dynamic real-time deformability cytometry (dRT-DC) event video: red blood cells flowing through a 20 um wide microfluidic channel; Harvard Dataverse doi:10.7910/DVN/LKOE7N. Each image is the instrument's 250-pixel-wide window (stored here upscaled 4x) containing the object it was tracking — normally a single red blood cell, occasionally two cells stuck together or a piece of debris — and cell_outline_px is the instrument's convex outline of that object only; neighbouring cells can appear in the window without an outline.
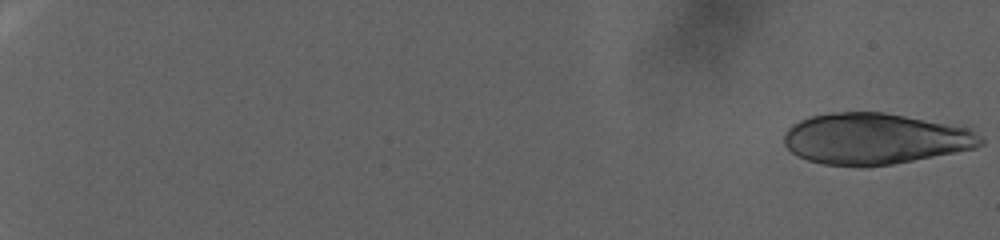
{"species": "human", "species_latin": "Homo sapiens", "temperature_condition": "warm", "stored_images_in_passage": 44, "camera_frame_rate_fps": 3000, "um_per_image_px": 0.085, "donor": {"sex": "female"}, "frame": {"image": 1, "passage_image": 1, "time_ms": 0.0, "image_size_px": [1000, 240], "cell_outline_px": [[984, 144], [976, 148], [956, 152], [892, 164], [868, 168], [860, 168], [824, 164], [808, 160], [792, 152], [784, 144], [784, 132], [792, 124], [800, 120], [812, 116], [828, 112], [884, 112], [972, 124], [984, 136]], "centroid_in_image_um": [74.55, 11.77], "position_along_channel_um": 10.5, "area_um2": 60.69}}
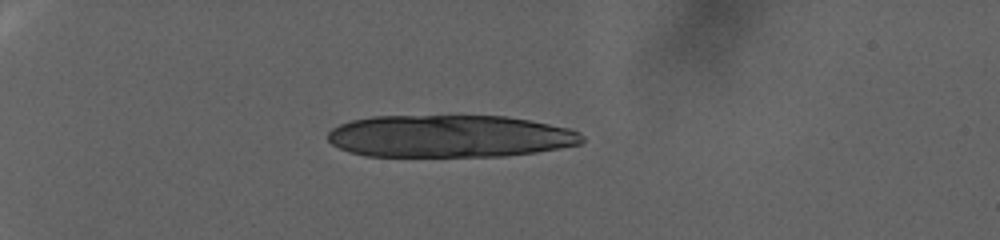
{"frame": {"image": 2, "passage_image": 31, "time_ms": 10.0, "image_size_px": [1000, 240], "cell_outline_px": [[584, 140], [580, 144], [560, 148], [536, 152], [504, 156], [364, 156], [348, 152], [332, 144], [328, 140], [328, 132], [332, 128], [340, 124], [352, 120], [372, 116], [504, 116], [528, 120], [568, 128], [580, 132], [584, 136]], "centroid_in_image_um": [38.21, 11.58], "position_along_channel_um": 46.8, "area_um2": 62.89}}